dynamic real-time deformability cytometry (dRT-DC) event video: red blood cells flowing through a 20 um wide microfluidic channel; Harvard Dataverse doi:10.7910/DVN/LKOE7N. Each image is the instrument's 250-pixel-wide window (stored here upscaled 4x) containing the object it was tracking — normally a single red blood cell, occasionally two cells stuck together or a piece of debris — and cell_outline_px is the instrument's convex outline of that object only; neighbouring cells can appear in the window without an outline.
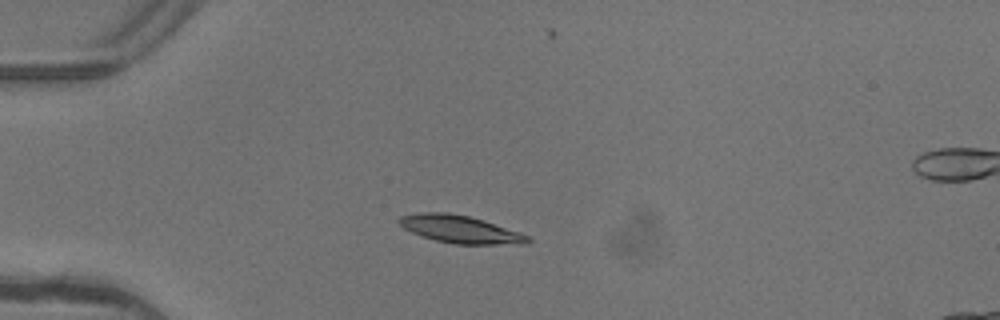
{"species": "common noctule bat (a hibernating species)", "species_latin": "Nyctalus noctula", "temperature_condition": "warm", "stored_images_in_passage": 6, "camera_frame_rate_fps": 3000, "um_per_image_px": 0.085, "animal": {"sex": "female"}, "frame": {"image": 1, "passage_image": 3, "time_ms": 0.667, "image_size_px": [1000, 320], "cell_outline_px": [[532, 240], [528, 244], [456, 244], [436, 240], [420, 236], [404, 228], [396, 220], [400, 216], [420, 212], [448, 212], [468, 216], [484, 220], [520, 232], [528, 236]], "centroid_in_image_um": [39.12, 19.48], "position_along_channel_um": 45.9, "area_um2": 20.75}}
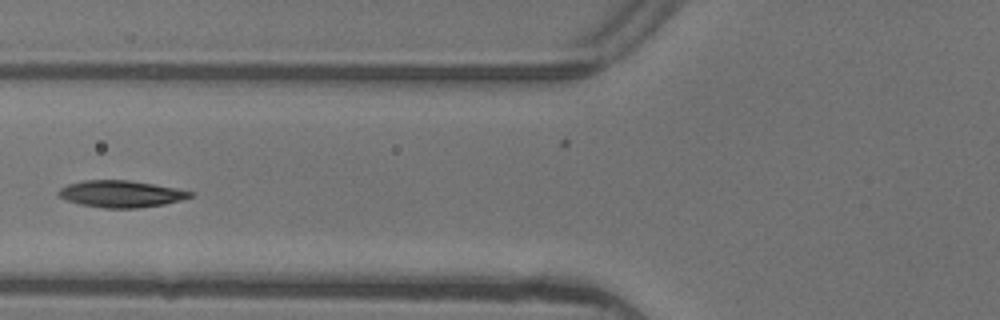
{"frame": {"image": 2, "passage_image": 5, "time_ms": 1.333, "image_size_px": [1000, 320], "cell_outline_px": [[196, 196], [164, 204], [140, 208], [104, 208], [80, 204], [68, 200], [60, 196], [56, 192], [60, 188], [68, 184], [84, 180], [128, 180], [176, 188], [196, 192]], "centroid_in_image_um": [10.33, 16.48], "position_along_channel_um": 115.5, "area_um2": 20.58}}
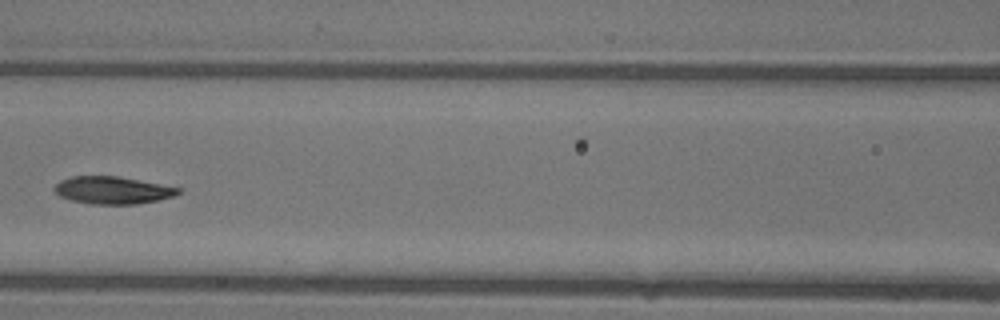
{"frame": {"image": 3, "passage_image": 6, "time_ms": 1.667, "image_size_px": [1000, 320], "cell_outline_px": [[180, 192], [172, 196], [160, 200], [136, 204], [92, 204], [72, 200], [60, 196], [52, 188], [60, 180], [72, 176], [116, 176], [180, 188]], "centroid_in_image_um": [9.53, 16.17], "position_along_channel_um": 157.1, "area_um2": 19.54}}